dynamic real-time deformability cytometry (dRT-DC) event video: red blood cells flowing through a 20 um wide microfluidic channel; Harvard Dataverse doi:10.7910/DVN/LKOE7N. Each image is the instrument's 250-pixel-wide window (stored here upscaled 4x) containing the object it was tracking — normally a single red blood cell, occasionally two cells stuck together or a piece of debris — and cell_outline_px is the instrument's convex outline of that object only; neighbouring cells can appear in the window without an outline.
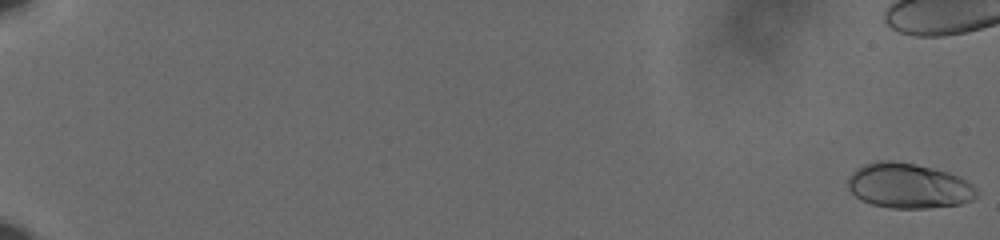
{"species": "human", "species_latin": "Homo sapiens", "temperature_condition": "cold", "stored_images_in_passage": 52, "camera_frame_rate_fps": 3000, "um_per_image_px": 0.085, "donor": {"sex": "male"}, "frame": {"image": 1, "passage_image": 1, "time_ms": 0.0, "image_size_px": [1000, 240], "cell_outline_px": [[980, 196], [972, 200], [960, 204], [928, 208], [892, 208], [872, 204], [860, 200], [848, 188], [848, 176], [856, 168], [864, 164], [876, 160], [892, 160], [916, 164], [948, 172], [968, 180], [980, 192]], "centroid_in_image_um": [77.25, 15.79], "position_along_channel_um": 7.7, "area_um2": 34.22}}
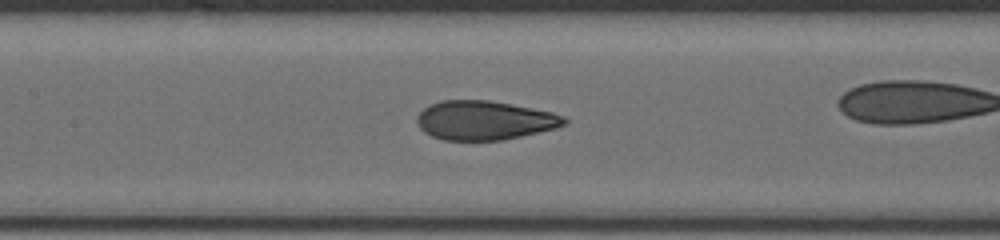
{"frame": {"image": 2, "passage_image": 33, "time_ms": 10.667, "image_size_px": [1000, 240], "cell_outline_px": [[568, 120], [564, 124], [556, 128], [520, 136], [500, 140], [444, 140], [432, 136], [424, 132], [416, 124], [416, 116], [428, 104], [440, 100], [488, 100], [552, 112], [564, 116]], "centroid_in_image_um": [41.12, 10.22], "position_along_channel_um": 166.3, "area_um2": 33.47}}
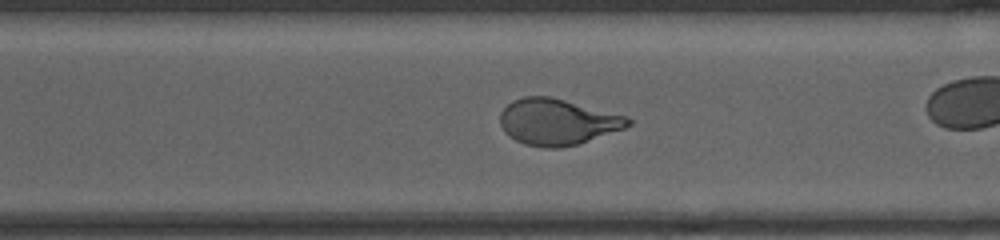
{"frame": {"image": 3, "passage_image": 46, "time_ms": 15.0, "image_size_px": [1000, 240], "cell_outline_px": [[632, 124], [624, 128], [576, 144], [556, 148], [544, 148], [524, 144], [508, 136], [504, 132], [500, 124], [500, 112], [512, 100], [524, 96], [548, 96], [628, 116], [632, 120]], "centroid_in_image_um": [47.35, 10.35], "position_along_channel_um": 323.3, "area_um2": 34.22}}